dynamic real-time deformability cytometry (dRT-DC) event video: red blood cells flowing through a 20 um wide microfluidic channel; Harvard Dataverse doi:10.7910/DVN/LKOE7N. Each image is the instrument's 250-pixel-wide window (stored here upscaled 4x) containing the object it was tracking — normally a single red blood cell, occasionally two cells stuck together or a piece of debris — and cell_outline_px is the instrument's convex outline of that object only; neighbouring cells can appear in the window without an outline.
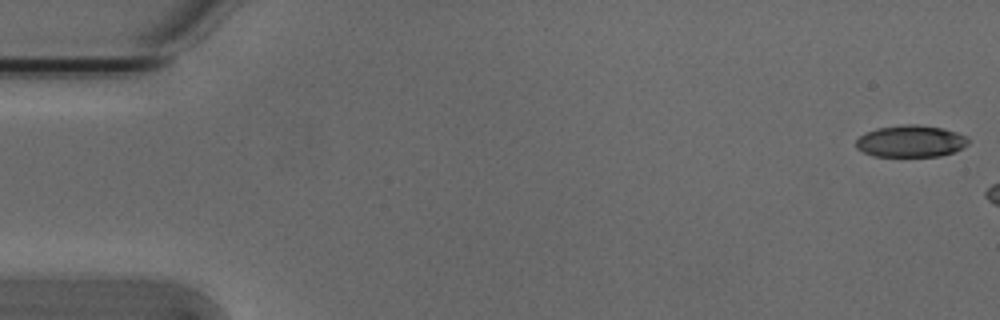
{"species": "Egyptian fruit bat (a non-hibernating species)", "species_latin": "Rousettus aegyptiacus", "temperature_condition": "cold", "stored_images_in_passage": 14, "camera_frame_rate_fps": 3000, "um_per_image_px": 0.085, "animal": {"sex": "male"}, "frame": {"image": 1, "passage_image": 1, "time_ms": 0.0, "image_size_px": [1000, 320], "cell_outline_px": [[968, 144], [952, 152], [940, 156], [872, 156], [856, 148], [856, 140], [860, 136], [876, 128], [904, 124], [916, 124], [940, 128], [956, 132], [968, 136]], "centroid_in_image_um": [77.4, 12.0], "position_along_channel_um": 7.6, "area_um2": 20.69}}